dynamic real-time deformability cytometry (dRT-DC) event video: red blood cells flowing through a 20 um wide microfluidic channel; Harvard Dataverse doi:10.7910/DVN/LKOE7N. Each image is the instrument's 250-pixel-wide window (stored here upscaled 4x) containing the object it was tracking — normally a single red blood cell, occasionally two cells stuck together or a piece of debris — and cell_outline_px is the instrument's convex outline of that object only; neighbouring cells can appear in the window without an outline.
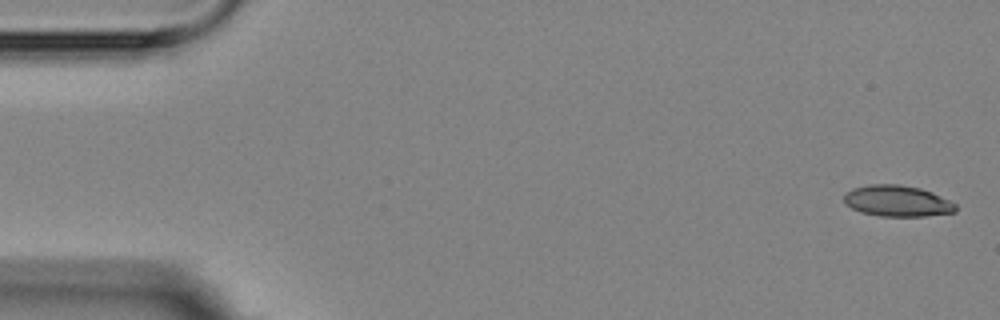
{"species": "Egyptian fruit bat (a non-hibernating species)", "species_latin": "Rousettus aegyptiacus", "temperature_condition": "room temperature", "stored_images_in_passage": 6, "camera_frame_rate_fps": 3000, "um_per_image_px": 0.085, "animal": {"sex": "female"}, "frame": {"image": 1, "passage_image": 1, "time_ms": 0.0, "image_size_px": [1000, 320], "cell_outline_px": [[956, 212], [924, 216], [880, 216], [860, 212], [852, 208], [844, 200], [844, 192], [852, 188], [868, 184], [900, 184], [920, 188], [932, 192], [956, 204]], "centroid_in_image_um": [76.25, 17.07], "position_along_channel_um": 8.8, "area_um2": 20.29}}